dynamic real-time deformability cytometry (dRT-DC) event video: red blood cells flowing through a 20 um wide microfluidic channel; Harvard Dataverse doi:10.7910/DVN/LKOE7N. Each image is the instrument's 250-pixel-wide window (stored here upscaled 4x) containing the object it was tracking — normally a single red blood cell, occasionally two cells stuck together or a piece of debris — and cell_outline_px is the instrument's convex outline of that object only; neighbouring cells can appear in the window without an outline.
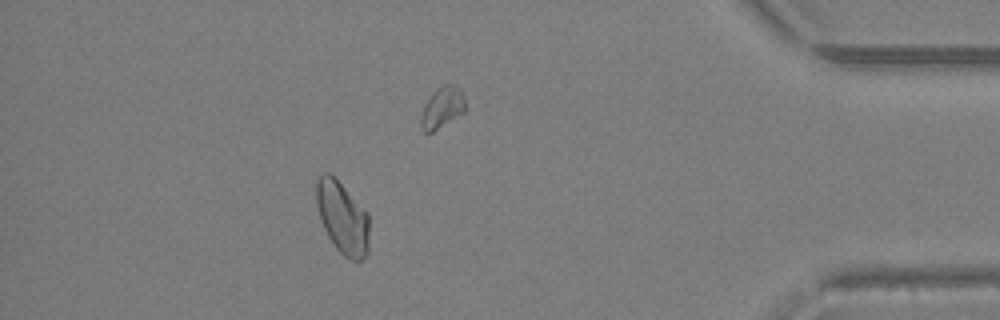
{"species": "Egyptian fruit bat (a non-hibernating species)", "species_latin": "Rousettus aegyptiacus", "temperature_condition": "warm", "stored_images_in_passage": 39, "camera_frame_rate_fps": 3000, "um_per_image_px": 0.085, "animal": {"sex": "female"}, "frame": {"image": 1, "passage_image": 34, "time_ms": 11.0, "image_size_px": [1000, 320], "cell_outline_px": [[368, 252], [360, 260], [352, 260], [344, 256], [336, 248], [328, 236], [320, 220], [316, 204], [316, 180], [324, 172], [328, 172], [368, 212]], "centroid_in_image_um": [29.09, 18.51], "position_along_channel_um": 406.1, "area_um2": 21.96}}